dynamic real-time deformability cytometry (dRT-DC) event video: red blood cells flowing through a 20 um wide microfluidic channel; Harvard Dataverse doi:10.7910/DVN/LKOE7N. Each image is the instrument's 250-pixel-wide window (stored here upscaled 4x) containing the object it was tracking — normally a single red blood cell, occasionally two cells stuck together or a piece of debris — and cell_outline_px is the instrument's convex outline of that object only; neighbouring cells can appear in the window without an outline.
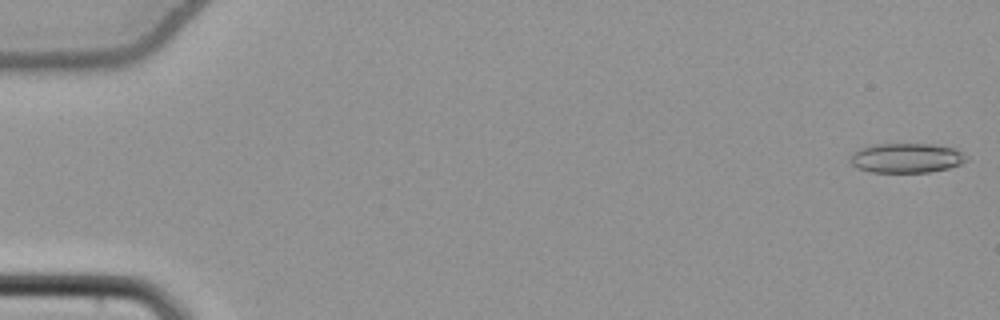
{"species": "common noctule bat (a hibernating species)", "species_latin": "Nyctalus noctula", "temperature_condition": "cold", "stored_images_in_passage": 54, "camera_frame_rate_fps": 3000, "um_per_image_px": 0.085, "animal": {"sex": "female", "body_mass_g": 22.7, "forearm_length_mm": 54.2}, "frame": {"image": 1, "passage_image": 1, "time_ms": 0.0, "image_size_px": [1000, 320], "cell_outline_px": [[968, 160], [960, 164], [948, 168], [928, 172], [872, 172], [856, 168], [852, 164], [852, 156], [860, 148], [876, 144], [932, 144], [956, 148], [968, 156]], "centroid_in_image_um": [77.11, 13.43], "position_along_channel_um": 7.9, "area_um2": 19.94}}
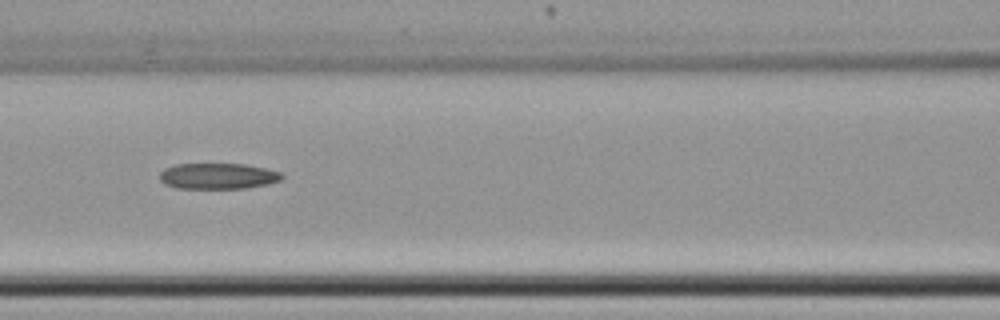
{"frame": {"image": 2, "passage_image": 25, "time_ms": 8.0, "image_size_px": [1000, 320], "cell_outline_px": [[284, 176], [280, 180], [268, 184], [248, 188], [176, 188], [164, 184], [160, 180], [160, 172], [164, 168], [176, 164], [244, 164], [264, 168], [280, 172]], "centroid_in_image_um": [18.5, 14.97], "position_along_channel_um": 148.1, "area_um2": 18.44}}
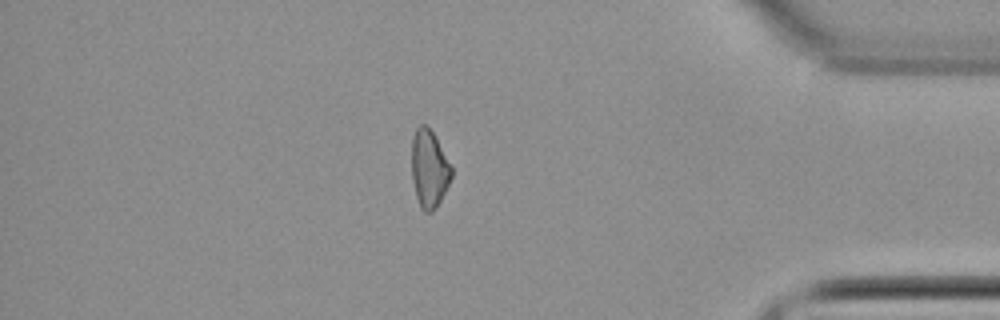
{"frame": {"image": 3, "passage_image": 47, "time_ms": 15.333, "image_size_px": [1000, 320], "cell_outline_px": [[452, 176], [440, 200], [432, 212], [424, 212], [420, 208], [416, 196], [412, 180], [412, 136], [416, 128], [420, 124], [424, 124], [436, 136], [452, 168]], "centroid_in_image_um": [36.46, 14.33], "position_along_channel_um": 398.7, "area_um2": 17.92}}